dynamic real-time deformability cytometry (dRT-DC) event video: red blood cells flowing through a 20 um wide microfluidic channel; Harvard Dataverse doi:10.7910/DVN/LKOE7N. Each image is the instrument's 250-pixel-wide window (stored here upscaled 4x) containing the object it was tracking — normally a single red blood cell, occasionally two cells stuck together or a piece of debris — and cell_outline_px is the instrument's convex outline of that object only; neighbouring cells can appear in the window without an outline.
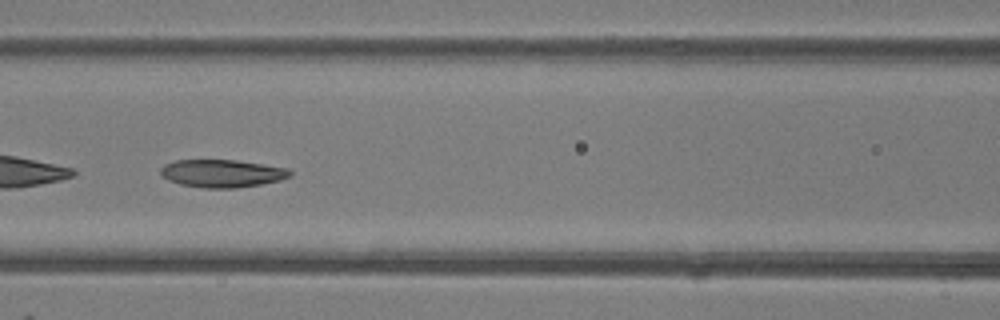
{"species": "common noctule bat (a hibernating species)", "species_latin": "Nyctalus noctula", "temperature_condition": "room temperature", "stored_images_in_passage": 49, "camera_frame_rate_fps": 3000, "um_per_image_px": 0.085, "animal": {"sex": "female"}, "frame": {"image": 1, "passage_image": 22, "time_ms": 7.0, "image_size_px": [1000, 320], "cell_outline_px": [[292, 176], [280, 180], [260, 184], [236, 188], [200, 188], [180, 184], [168, 180], [160, 172], [160, 168], [164, 164], [176, 160], [236, 160], [288, 168], [292, 172]], "centroid_in_image_um": [18.87, 14.74], "position_along_channel_um": 147.7, "area_um2": 20.98}}
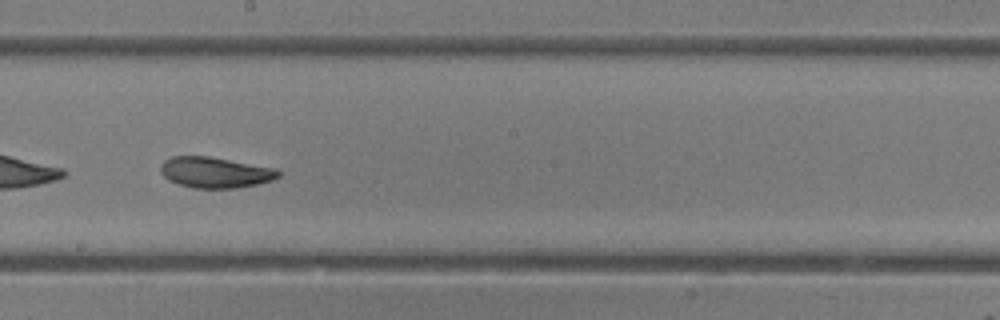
{"frame": {"image": 2, "passage_image": 28, "time_ms": 9.0, "image_size_px": [1000, 320], "cell_outline_px": [[280, 176], [272, 180], [256, 184], [236, 188], [192, 188], [168, 180], [160, 172], [160, 164], [164, 160], [172, 156], [208, 156], [276, 168], [280, 172]], "centroid_in_image_um": [18.27, 14.65], "position_along_channel_um": 229.9, "area_um2": 21.15}}